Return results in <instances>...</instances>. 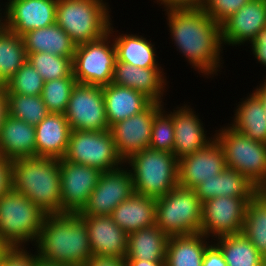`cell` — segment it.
Returning a JSON list of instances; mask_svg holds the SVG:
<instances>
[{"instance_id": "26", "label": "cell", "mask_w": 266, "mask_h": 266, "mask_svg": "<svg viewBox=\"0 0 266 266\" xmlns=\"http://www.w3.org/2000/svg\"><path fill=\"white\" fill-rule=\"evenodd\" d=\"M201 202L215 197L253 198L257 187L239 171L226 167L210 180L201 182L194 188Z\"/></svg>"}, {"instance_id": "18", "label": "cell", "mask_w": 266, "mask_h": 266, "mask_svg": "<svg viewBox=\"0 0 266 266\" xmlns=\"http://www.w3.org/2000/svg\"><path fill=\"white\" fill-rule=\"evenodd\" d=\"M265 27L266 0H250L221 24L223 46L251 44Z\"/></svg>"}, {"instance_id": "17", "label": "cell", "mask_w": 266, "mask_h": 266, "mask_svg": "<svg viewBox=\"0 0 266 266\" xmlns=\"http://www.w3.org/2000/svg\"><path fill=\"white\" fill-rule=\"evenodd\" d=\"M6 28L19 36L56 23L57 0H7Z\"/></svg>"}, {"instance_id": "42", "label": "cell", "mask_w": 266, "mask_h": 266, "mask_svg": "<svg viewBox=\"0 0 266 266\" xmlns=\"http://www.w3.org/2000/svg\"><path fill=\"white\" fill-rule=\"evenodd\" d=\"M12 190V160L0 157V198Z\"/></svg>"}, {"instance_id": "32", "label": "cell", "mask_w": 266, "mask_h": 266, "mask_svg": "<svg viewBox=\"0 0 266 266\" xmlns=\"http://www.w3.org/2000/svg\"><path fill=\"white\" fill-rule=\"evenodd\" d=\"M213 242L224 255L227 266H262L263 255L242 234L220 236Z\"/></svg>"}, {"instance_id": "48", "label": "cell", "mask_w": 266, "mask_h": 266, "mask_svg": "<svg viewBox=\"0 0 266 266\" xmlns=\"http://www.w3.org/2000/svg\"><path fill=\"white\" fill-rule=\"evenodd\" d=\"M126 266H166L165 261H145L137 259H125Z\"/></svg>"}, {"instance_id": "13", "label": "cell", "mask_w": 266, "mask_h": 266, "mask_svg": "<svg viewBox=\"0 0 266 266\" xmlns=\"http://www.w3.org/2000/svg\"><path fill=\"white\" fill-rule=\"evenodd\" d=\"M251 199L219 196L203 202L200 233L211 239L241 233Z\"/></svg>"}, {"instance_id": "19", "label": "cell", "mask_w": 266, "mask_h": 266, "mask_svg": "<svg viewBox=\"0 0 266 266\" xmlns=\"http://www.w3.org/2000/svg\"><path fill=\"white\" fill-rule=\"evenodd\" d=\"M85 223L93 256L125 259L128 234L110 216H79Z\"/></svg>"}, {"instance_id": "31", "label": "cell", "mask_w": 266, "mask_h": 266, "mask_svg": "<svg viewBox=\"0 0 266 266\" xmlns=\"http://www.w3.org/2000/svg\"><path fill=\"white\" fill-rule=\"evenodd\" d=\"M243 99L228 125L248 138L266 144V114L262 101L253 91Z\"/></svg>"}, {"instance_id": "22", "label": "cell", "mask_w": 266, "mask_h": 266, "mask_svg": "<svg viewBox=\"0 0 266 266\" xmlns=\"http://www.w3.org/2000/svg\"><path fill=\"white\" fill-rule=\"evenodd\" d=\"M35 130L36 157H65L72 130L64 114L49 113L35 126Z\"/></svg>"}, {"instance_id": "47", "label": "cell", "mask_w": 266, "mask_h": 266, "mask_svg": "<svg viewBox=\"0 0 266 266\" xmlns=\"http://www.w3.org/2000/svg\"><path fill=\"white\" fill-rule=\"evenodd\" d=\"M9 115L8 96L4 89L0 90V130Z\"/></svg>"}, {"instance_id": "10", "label": "cell", "mask_w": 266, "mask_h": 266, "mask_svg": "<svg viewBox=\"0 0 266 266\" xmlns=\"http://www.w3.org/2000/svg\"><path fill=\"white\" fill-rule=\"evenodd\" d=\"M111 38L108 32L98 40L76 45L72 68L77 83L101 87L112 83L117 57Z\"/></svg>"}, {"instance_id": "3", "label": "cell", "mask_w": 266, "mask_h": 266, "mask_svg": "<svg viewBox=\"0 0 266 266\" xmlns=\"http://www.w3.org/2000/svg\"><path fill=\"white\" fill-rule=\"evenodd\" d=\"M60 159L24 157L12 161V189L45 214H65L61 201Z\"/></svg>"}, {"instance_id": "35", "label": "cell", "mask_w": 266, "mask_h": 266, "mask_svg": "<svg viewBox=\"0 0 266 266\" xmlns=\"http://www.w3.org/2000/svg\"><path fill=\"white\" fill-rule=\"evenodd\" d=\"M6 94L9 115L16 119L36 126L50 113L41 95L26 96L11 92Z\"/></svg>"}, {"instance_id": "28", "label": "cell", "mask_w": 266, "mask_h": 266, "mask_svg": "<svg viewBox=\"0 0 266 266\" xmlns=\"http://www.w3.org/2000/svg\"><path fill=\"white\" fill-rule=\"evenodd\" d=\"M26 53L46 52L57 56L74 58L76 44L57 24L35 29L22 36Z\"/></svg>"}, {"instance_id": "51", "label": "cell", "mask_w": 266, "mask_h": 266, "mask_svg": "<svg viewBox=\"0 0 266 266\" xmlns=\"http://www.w3.org/2000/svg\"><path fill=\"white\" fill-rule=\"evenodd\" d=\"M257 194L266 202V182L257 187Z\"/></svg>"}, {"instance_id": "5", "label": "cell", "mask_w": 266, "mask_h": 266, "mask_svg": "<svg viewBox=\"0 0 266 266\" xmlns=\"http://www.w3.org/2000/svg\"><path fill=\"white\" fill-rule=\"evenodd\" d=\"M105 0H57L56 23L76 44L102 38L112 21Z\"/></svg>"}, {"instance_id": "37", "label": "cell", "mask_w": 266, "mask_h": 266, "mask_svg": "<svg viewBox=\"0 0 266 266\" xmlns=\"http://www.w3.org/2000/svg\"><path fill=\"white\" fill-rule=\"evenodd\" d=\"M76 84L73 72L68 77L44 82L41 97L50 113H65Z\"/></svg>"}, {"instance_id": "30", "label": "cell", "mask_w": 266, "mask_h": 266, "mask_svg": "<svg viewBox=\"0 0 266 266\" xmlns=\"http://www.w3.org/2000/svg\"><path fill=\"white\" fill-rule=\"evenodd\" d=\"M208 240L210 239L200 232L169 236L166 266H202L205 250L211 243Z\"/></svg>"}, {"instance_id": "11", "label": "cell", "mask_w": 266, "mask_h": 266, "mask_svg": "<svg viewBox=\"0 0 266 266\" xmlns=\"http://www.w3.org/2000/svg\"><path fill=\"white\" fill-rule=\"evenodd\" d=\"M71 130L105 131L110 129L103 88L77 83L64 113Z\"/></svg>"}, {"instance_id": "55", "label": "cell", "mask_w": 266, "mask_h": 266, "mask_svg": "<svg viewBox=\"0 0 266 266\" xmlns=\"http://www.w3.org/2000/svg\"><path fill=\"white\" fill-rule=\"evenodd\" d=\"M3 87H4V86H3V85L0 83V90H2V89H3Z\"/></svg>"}, {"instance_id": "44", "label": "cell", "mask_w": 266, "mask_h": 266, "mask_svg": "<svg viewBox=\"0 0 266 266\" xmlns=\"http://www.w3.org/2000/svg\"><path fill=\"white\" fill-rule=\"evenodd\" d=\"M166 10L171 9H202L205 0H156Z\"/></svg>"}, {"instance_id": "9", "label": "cell", "mask_w": 266, "mask_h": 266, "mask_svg": "<svg viewBox=\"0 0 266 266\" xmlns=\"http://www.w3.org/2000/svg\"><path fill=\"white\" fill-rule=\"evenodd\" d=\"M65 160L88 165L101 172L124 166L110 129L105 131L72 130Z\"/></svg>"}, {"instance_id": "54", "label": "cell", "mask_w": 266, "mask_h": 266, "mask_svg": "<svg viewBox=\"0 0 266 266\" xmlns=\"http://www.w3.org/2000/svg\"><path fill=\"white\" fill-rule=\"evenodd\" d=\"M263 265L266 266V258H263Z\"/></svg>"}, {"instance_id": "50", "label": "cell", "mask_w": 266, "mask_h": 266, "mask_svg": "<svg viewBox=\"0 0 266 266\" xmlns=\"http://www.w3.org/2000/svg\"><path fill=\"white\" fill-rule=\"evenodd\" d=\"M0 5L4 6V5H6V3L5 4L1 3ZM2 10H4V12ZM0 12H1L0 13V30H4L6 28V6H4L3 9L0 6Z\"/></svg>"}, {"instance_id": "38", "label": "cell", "mask_w": 266, "mask_h": 266, "mask_svg": "<svg viewBox=\"0 0 266 266\" xmlns=\"http://www.w3.org/2000/svg\"><path fill=\"white\" fill-rule=\"evenodd\" d=\"M44 82L38 71L27 60L3 89L5 92L26 96L41 95Z\"/></svg>"}, {"instance_id": "6", "label": "cell", "mask_w": 266, "mask_h": 266, "mask_svg": "<svg viewBox=\"0 0 266 266\" xmlns=\"http://www.w3.org/2000/svg\"><path fill=\"white\" fill-rule=\"evenodd\" d=\"M46 216L29 198L12 189L0 198V237L10 248L34 244Z\"/></svg>"}, {"instance_id": "12", "label": "cell", "mask_w": 266, "mask_h": 266, "mask_svg": "<svg viewBox=\"0 0 266 266\" xmlns=\"http://www.w3.org/2000/svg\"><path fill=\"white\" fill-rule=\"evenodd\" d=\"M124 164L117 169L102 172L88 202L79 216H110L112 211L135 193L132 175Z\"/></svg>"}, {"instance_id": "39", "label": "cell", "mask_w": 266, "mask_h": 266, "mask_svg": "<svg viewBox=\"0 0 266 266\" xmlns=\"http://www.w3.org/2000/svg\"><path fill=\"white\" fill-rule=\"evenodd\" d=\"M164 108L162 106L154 114L151 140L148 148L173 153L175 143L173 115Z\"/></svg>"}, {"instance_id": "40", "label": "cell", "mask_w": 266, "mask_h": 266, "mask_svg": "<svg viewBox=\"0 0 266 266\" xmlns=\"http://www.w3.org/2000/svg\"><path fill=\"white\" fill-rule=\"evenodd\" d=\"M249 1L250 0H205L202 10L217 24L221 25Z\"/></svg>"}, {"instance_id": "20", "label": "cell", "mask_w": 266, "mask_h": 266, "mask_svg": "<svg viewBox=\"0 0 266 266\" xmlns=\"http://www.w3.org/2000/svg\"><path fill=\"white\" fill-rule=\"evenodd\" d=\"M183 105L176 107V110L169 111L173 115L174 125L173 153L178 160L205 148L215 139L213 135V138L206 135L204 123L195 114L194 109L186 103Z\"/></svg>"}, {"instance_id": "45", "label": "cell", "mask_w": 266, "mask_h": 266, "mask_svg": "<svg viewBox=\"0 0 266 266\" xmlns=\"http://www.w3.org/2000/svg\"><path fill=\"white\" fill-rule=\"evenodd\" d=\"M202 266H227L224 255L215 244L211 243L205 250Z\"/></svg>"}, {"instance_id": "34", "label": "cell", "mask_w": 266, "mask_h": 266, "mask_svg": "<svg viewBox=\"0 0 266 266\" xmlns=\"http://www.w3.org/2000/svg\"><path fill=\"white\" fill-rule=\"evenodd\" d=\"M241 233L266 255V202L258 194L247 203Z\"/></svg>"}, {"instance_id": "49", "label": "cell", "mask_w": 266, "mask_h": 266, "mask_svg": "<svg viewBox=\"0 0 266 266\" xmlns=\"http://www.w3.org/2000/svg\"><path fill=\"white\" fill-rule=\"evenodd\" d=\"M253 92L262 101L264 109H265V114H266V79L264 83H261L259 87L257 86L256 89L253 90Z\"/></svg>"}, {"instance_id": "4", "label": "cell", "mask_w": 266, "mask_h": 266, "mask_svg": "<svg viewBox=\"0 0 266 266\" xmlns=\"http://www.w3.org/2000/svg\"><path fill=\"white\" fill-rule=\"evenodd\" d=\"M128 165L135 193L159 198L178 185V159L174 153L144 149L131 156Z\"/></svg>"}, {"instance_id": "29", "label": "cell", "mask_w": 266, "mask_h": 266, "mask_svg": "<svg viewBox=\"0 0 266 266\" xmlns=\"http://www.w3.org/2000/svg\"><path fill=\"white\" fill-rule=\"evenodd\" d=\"M169 236L156 224L128 234L125 259L165 261Z\"/></svg>"}, {"instance_id": "8", "label": "cell", "mask_w": 266, "mask_h": 266, "mask_svg": "<svg viewBox=\"0 0 266 266\" xmlns=\"http://www.w3.org/2000/svg\"><path fill=\"white\" fill-rule=\"evenodd\" d=\"M217 131V132H216ZM226 166L243 174L256 187L266 182V144L248 138L230 125L215 130Z\"/></svg>"}, {"instance_id": "25", "label": "cell", "mask_w": 266, "mask_h": 266, "mask_svg": "<svg viewBox=\"0 0 266 266\" xmlns=\"http://www.w3.org/2000/svg\"><path fill=\"white\" fill-rule=\"evenodd\" d=\"M110 217L127 234L150 227L156 224V199L133 193Z\"/></svg>"}, {"instance_id": "21", "label": "cell", "mask_w": 266, "mask_h": 266, "mask_svg": "<svg viewBox=\"0 0 266 266\" xmlns=\"http://www.w3.org/2000/svg\"><path fill=\"white\" fill-rule=\"evenodd\" d=\"M164 74L163 68H140L116 60L112 83L141 92L152 102L164 104L162 99L168 84Z\"/></svg>"}, {"instance_id": "15", "label": "cell", "mask_w": 266, "mask_h": 266, "mask_svg": "<svg viewBox=\"0 0 266 266\" xmlns=\"http://www.w3.org/2000/svg\"><path fill=\"white\" fill-rule=\"evenodd\" d=\"M163 105L152 102L141 113L119 121L110 127L117 151L124 162L149 147L154 114Z\"/></svg>"}, {"instance_id": "2", "label": "cell", "mask_w": 266, "mask_h": 266, "mask_svg": "<svg viewBox=\"0 0 266 266\" xmlns=\"http://www.w3.org/2000/svg\"><path fill=\"white\" fill-rule=\"evenodd\" d=\"M32 246L40 260L59 266H84L93 257L86 225L78 213L47 215Z\"/></svg>"}, {"instance_id": "33", "label": "cell", "mask_w": 266, "mask_h": 266, "mask_svg": "<svg viewBox=\"0 0 266 266\" xmlns=\"http://www.w3.org/2000/svg\"><path fill=\"white\" fill-rule=\"evenodd\" d=\"M26 61L23 38L7 28L0 31V83L5 86Z\"/></svg>"}, {"instance_id": "14", "label": "cell", "mask_w": 266, "mask_h": 266, "mask_svg": "<svg viewBox=\"0 0 266 266\" xmlns=\"http://www.w3.org/2000/svg\"><path fill=\"white\" fill-rule=\"evenodd\" d=\"M101 173L97 168L60 159L61 201L66 213H78L83 209Z\"/></svg>"}, {"instance_id": "1", "label": "cell", "mask_w": 266, "mask_h": 266, "mask_svg": "<svg viewBox=\"0 0 266 266\" xmlns=\"http://www.w3.org/2000/svg\"><path fill=\"white\" fill-rule=\"evenodd\" d=\"M165 13L172 41L188 64L207 78L218 75L224 63L221 25L202 9H171Z\"/></svg>"}, {"instance_id": "53", "label": "cell", "mask_w": 266, "mask_h": 266, "mask_svg": "<svg viewBox=\"0 0 266 266\" xmlns=\"http://www.w3.org/2000/svg\"><path fill=\"white\" fill-rule=\"evenodd\" d=\"M35 266H59V265H55L53 263H49V262L38 259L35 263Z\"/></svg>"}, {"instance_id": "52", "label": "cell", "mask_w": 266, "mask_h": 266, "mask_svg": "<svg viewBox=\"0 0 266 266\" xmlns=\"http://www.w3.org/2000/svg\"><path fill=\"white\" fill-rule=\"evenodd\" d=\"M10 247L0 237V259Z\"/></svg>"}, {"instance_id": "36", "label": "cell", "mask_w": 266, "mask_h": 266, "mask_svg": "<svg viewBox=\"0 0 266 266\" xmlns=\"http://www.w3.org/2000/svg\"><path fill=\"white\" fill-rule=\"evenodd\" d=\"M27 60L44 81L65 78L73 72L72 60L69 57L39 52L27 53Z\"/></svg>"}, {"instance_id": "46", "label": "cell", "mask_w": 266, "mask_h": 266, "mask_svg": "<svg viewBox=\"0 0 266 266\" xmlns=\"http://www.w3.org/2000/svg\"><path fill=\"white\" fill-rule=\"evenodd\" d=\"M84 266H126V263L117 257L93 256Z\"/></svg>"}, {"instance_id": "7", "label": "cell", "mask_w": 266, "mask_h": 266, "mask_svg": "<svg viewBox=\"0 0 266 266\" xmlns=\"http://www.w3.org/2000/svg\"><path fill=\"white\" fill-rule=\"evenodd\" d=\"M202 202L194 189L177 185L156 199V225L168 236L200 232Z\"/></svg>"}, {"instance_id": "16", "label": "cell", "mask_w": 266, "mask_h": 266, "mask_svg": "<svg viewBox=\"0 0 266 266\" xmlns=\"http://www.w3.org/2000/svg\"><path fill=\"white\" fill-rule=\"evenodd\" d=\"M223 148L214 139L205 148L178 160V185L194 189L226 168Z\"/></svg>"}, {"instance_id": "43", "label": "cell", "mask_w": 266, "mask_h": 266, "mask_svg": "<svg viewBox=\"0 0 266 266\" xmlns=\"http://www.w3.org/2000/svg\"><path fill=\"white\" fill-rule=\"evenodd\" d=\"M250 46L256 61L266 67V27L256 34Z\"/></svg>"}, {"instance_id": "27", "label": "cell", "mask_w": 266, "mask_h": 266, "mask_svg": "<svg viewBox=\"0 0 266 266\" xmlns=\"http://www.w3.org/2000/svg\"><path fill=\"white\" fill-rule=\"evenodd\" d=\"M112 21L109 26L108 32L111 34L113 39L117 61L129 63L133 66L140 68H162L158 63L156 47L152 44L149 39L147 40L142 35L137 33L134 34H123L116 35L117 31H113ZM115 33V35H113ZM114 37V38H113Z\"/></svg>"}, {"instance_id": "23", "label": "cell", "mask_w": 266, "mask_h": 266, "mask_svg": "<svg viewBox=\"0 0 266 266\" xmlns=\"http://www.w3.org/2000/svg\"><path fill=\"white\" fill-rule=\"evenodd\" d=\"M0 157H36L35 126L8 115L0 130Z\"/></svg>"}, {"instance_id": "41", "label": "cell", "mask_w": 266, "mask_h": 266, "mask_svg": "<svg viewBox=\"0 0 266 266\" xmlns=\"http://www.w3.org/2000/svg\"><path fill=\"white\" fill-rule=\"evenodd\" d=\"M26 247L9 248L0 259V266H35L39 256Z\"/></svg>"}, {"instance_id": "24", "label": "cell", "mask_w": 266, "mask_h": 266, "mask_svg": "<svg viewBox=\"0 0 266 266\" xmlns=\"http://www.w3.org/2000/svg\"><path fill=\"white\" fill-rule=\"evenodd\" d=\"M102 88L109 127L141 113L152 103L141 92L122 85L110 83Z\"/></svg>"}]
</instances>
